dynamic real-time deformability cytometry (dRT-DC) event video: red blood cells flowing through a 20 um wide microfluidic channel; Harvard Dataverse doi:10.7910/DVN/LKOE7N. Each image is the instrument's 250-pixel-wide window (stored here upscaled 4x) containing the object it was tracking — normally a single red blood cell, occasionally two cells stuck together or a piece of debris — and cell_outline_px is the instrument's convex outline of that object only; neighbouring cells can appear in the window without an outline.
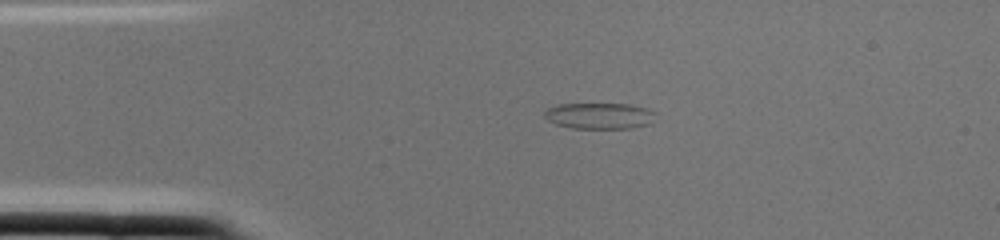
{"species": "common noctule bat (a hibernating species)", "species_latin": "Nyctalus noctula", "temperature_condition": "cold", "stored_images_in_passage": 1, "camera_frame_rate_fps": 3000, "um_per_image_px": 0.085, "animal": {"sex": "female", "body_mass_g": 22.0, "forearm_length_mm": 56.7}, "frame": {"image": 1, "passage_image": 1, "time_ms": 0.0, "image_size_px": [1000, 240], "cell_outline_px": [[656, 112], [648, 124], [632, 128], [572, 128], [556, 124], [548, 120], [544, 116], [544, 108], [556, 104], [628, 104], [648, 108]], "centroid_in_image_um": [50.9, 9.83], "position_along_channel_um": 34.1, "area_um2": 16.94}}